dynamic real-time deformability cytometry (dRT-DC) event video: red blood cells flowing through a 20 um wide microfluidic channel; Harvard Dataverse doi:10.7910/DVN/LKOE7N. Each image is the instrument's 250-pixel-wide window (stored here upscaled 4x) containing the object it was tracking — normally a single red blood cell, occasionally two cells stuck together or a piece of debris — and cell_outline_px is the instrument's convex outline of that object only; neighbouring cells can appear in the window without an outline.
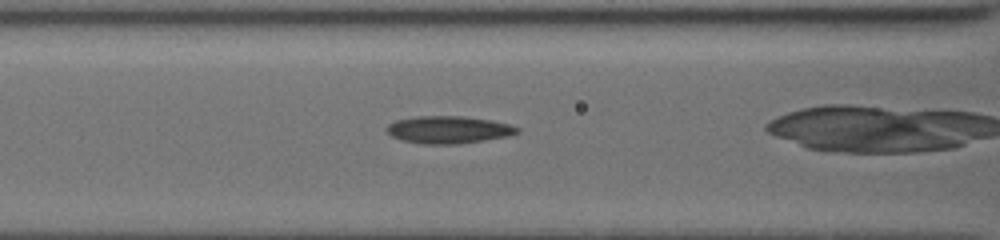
{"species": "common noctule bat (a hibernating species)", "species_latin": "Nyctalus noctula", "temperature_condition": "cold", "stored_images_in_passage": 31, "camera_frame_rate_fps": 3000, "um_per_image_px": 0.085, "animal": {"sex": "female", "body_mass_g": 19.5, "forearm_length_mm": 54.1}, "frame": {"image": 1, "passage_image": 23, "time_ms": 7.333, "image_size_px": [1000, 240], "cell_outline_px": [[520, 132], [504, 136], [456, 144], [424, 144], [404, 140], [392, 136], [384, 128], [388, 124], [396, 120], [416, 116], [460, 116], [492, 120], [508, 124], [520, 128]], "centroid_in_image_um": [38.08, 11.01], "position_along_channel_um": 128.5, "area_um2": 20.52}}
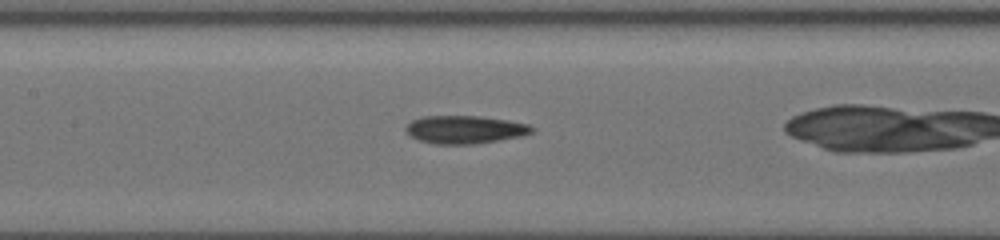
{"frame": {"image": 2, "passage_image": 27, "time_ms": 8.333, "image_size_px": [1000, 240], "cell_outline_px": [[536, 128], [532, 132], [516, 136], [496, 140], [472, 144], [436, 144], [420, 140], [412, 136], [404, 128], [412, 120], [424, 116], [480, 116], [508, 120], [528, 124]], "centroid_in_image_um": [39.5, 11.0], "position_along_channel_um": 167.9, "area_um2": 20.17}}